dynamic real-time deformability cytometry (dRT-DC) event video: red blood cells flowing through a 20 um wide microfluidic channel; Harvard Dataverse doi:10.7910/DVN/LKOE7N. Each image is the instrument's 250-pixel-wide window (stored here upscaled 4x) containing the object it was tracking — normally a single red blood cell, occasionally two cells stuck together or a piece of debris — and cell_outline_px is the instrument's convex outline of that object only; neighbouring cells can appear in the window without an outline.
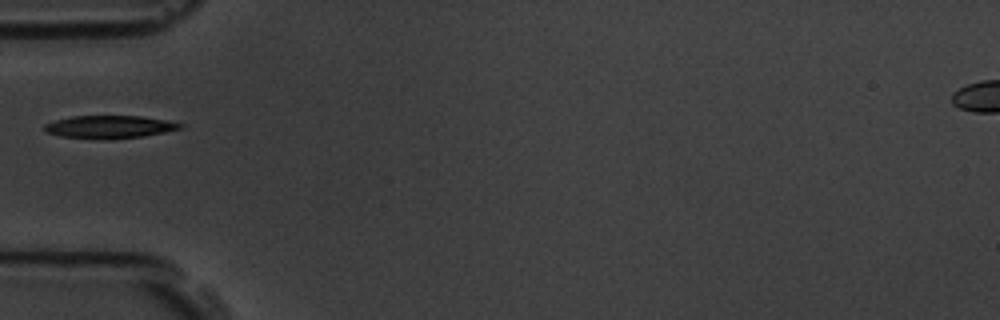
{"species": "common noctule bat (a hibernating species)", "species_latin": "Nyctalus noctula", "temperature_condition": "room temperature", "stored_images_in_passage": 3, "camera_frame_rate_fps": 3000, "um_per_image_px": 0.085, "animal": {"sex": "male", "body_mass_g": 19.5, "forearm_length_mm": 54.6}, "frame": {"image": 1, "passage_image": 3, "time_ms": 2.333, "image_size_px": [1000, 320], "cell_outline_px": [[184, 128], [164, 132], [140, 136], [96, 140], [60, 136], [44, 132], [44, 124], [56, 120], [72, 116], [140, 116], [168, 120], [184, 124]], "centroid_in_image_um": [9.29, 10.79], "position_along_channel_um": 75.7, "area_um2": 18.09}}